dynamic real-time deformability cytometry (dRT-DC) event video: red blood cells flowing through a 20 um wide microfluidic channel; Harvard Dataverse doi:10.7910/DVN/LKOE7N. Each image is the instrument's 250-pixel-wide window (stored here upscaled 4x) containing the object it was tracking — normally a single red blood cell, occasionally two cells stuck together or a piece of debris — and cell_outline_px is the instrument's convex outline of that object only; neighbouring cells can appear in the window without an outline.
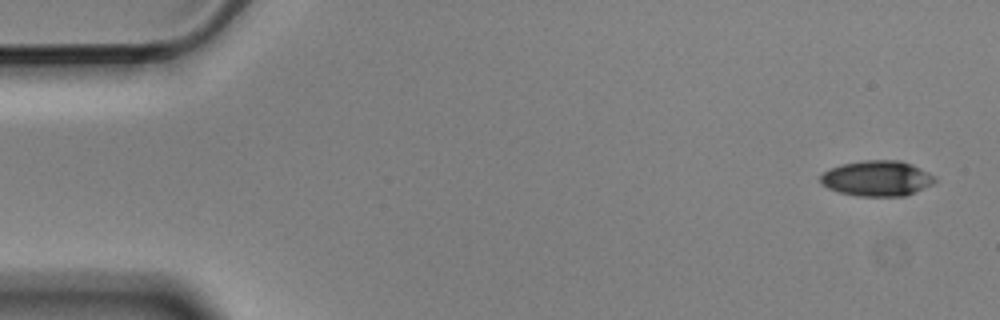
{"species": "Egyptian fruit bat (a non-hibernating species)", "species_latin": "Rousettus aegyptiacus", "temperature_condition": "cold", "stored_images_in_passage": 4, "camera_frame_rate_fps": 3000, "um_per_image_px": 0.085, "animal": {"sex": "male"}, "frame": {"image": 1, "passage_image": 1, "time_ms": 0.0, "image_size_px": [1000, 320], "cell_outline_px": [[936, 180], [932, 184], [904, 196], [856, 196], [840, 192], [828, 188], [820, 184], [820, 176], [824, 172], [840, 164], [864, 160], [900, 160], [912, 164], [936, 176]], "centroid_in_image_um": [74.53, 15.15], "position_along_channel_um": 10.5, "area_um2": 23.64}}
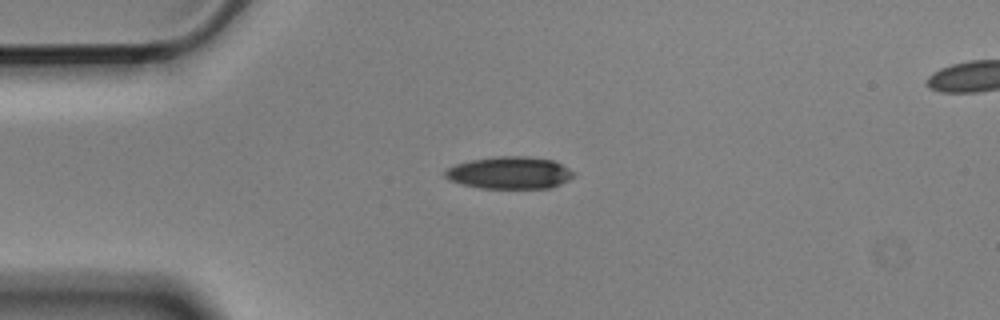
{"frame": {"image": 2, "passage_image": 4, "time_ms": 1.0, "image_size_px": [1000, 320], "cell_outline_px": [[576, 172], [568, 180], [552, 188], [480, 188], [460, 184], [448, 180], [444, 176], [444, 172], [448, 168], [456, 164], [472, 160], [496, 156], [528, 156], [552, 160]], "centroid_in_image_um": [43.3, 14.69], "position_along_channel_um": 41.7, "area_um2": 24.16}}